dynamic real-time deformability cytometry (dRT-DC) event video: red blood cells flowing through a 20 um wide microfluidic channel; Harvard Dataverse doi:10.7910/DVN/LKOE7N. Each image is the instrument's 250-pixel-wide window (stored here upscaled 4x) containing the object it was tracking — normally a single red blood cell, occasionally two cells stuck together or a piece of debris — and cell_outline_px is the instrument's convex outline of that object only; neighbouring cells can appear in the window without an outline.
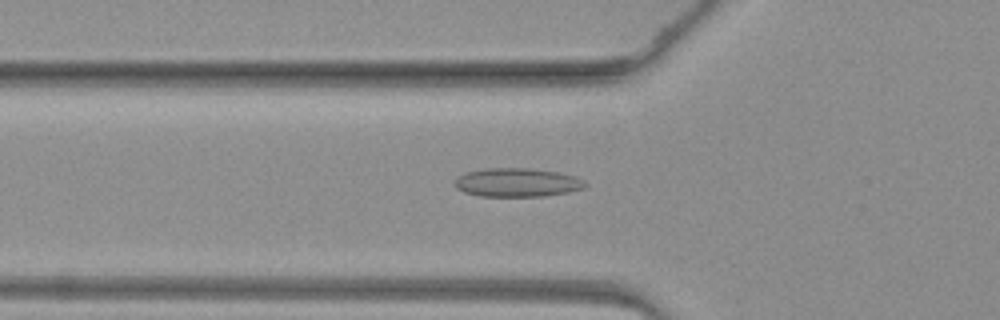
{"species": "common noctule bat (a hibernating species)", "species_latin": "Nyctalus noctula", "temperature_condition": "warm", "stored_images_in_passage": 42, "camera_frame_rate_fps": 3000, "um_per_image_px": 0.085, "animal": {"sex": "female", "body_mass_g": 19.3, "forearm_length_mm": 54.1}, "frame": {"image": 1, "passage_image": 12, "time_ms": 3.667, "image_size_px": [1000, 320], "cell_outline_px": [[588, 184], [584, 188], [568, 192], [544, 196], [480, 196], [464, 192], [456, 188], [456, 176], [464, 172], [484, 168], [532, 168], [556, 172], [576, 176], [584, 180]], "centroid_in_image_um": [43.96, 15.5], "position_along_channel_um": 81.8, "area_um2": 21.96}}
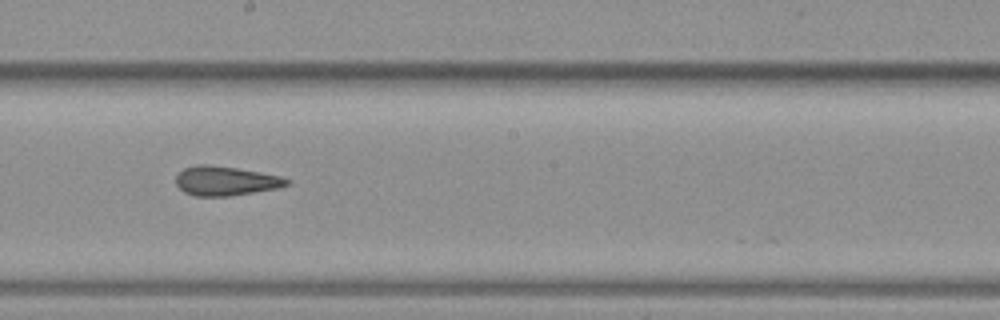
{"frame": {"image": 2, "passage_image": 22, "time_ms": 7.0, "image_size_px": [1000, 320], "cell_outline_px": [[288, 184], [280, 188], [228, 196], [196, 196], [184, 192], [176, 184], [176, 176], [184, 168], [196, 164], [208, 164], [236, 168], [260, 172], [280, 176], [288, 180]], "centroid_in_image_um": [19.15, 15.37], "position_along_channel_um": 229.0, "area_um2": 18.84}}
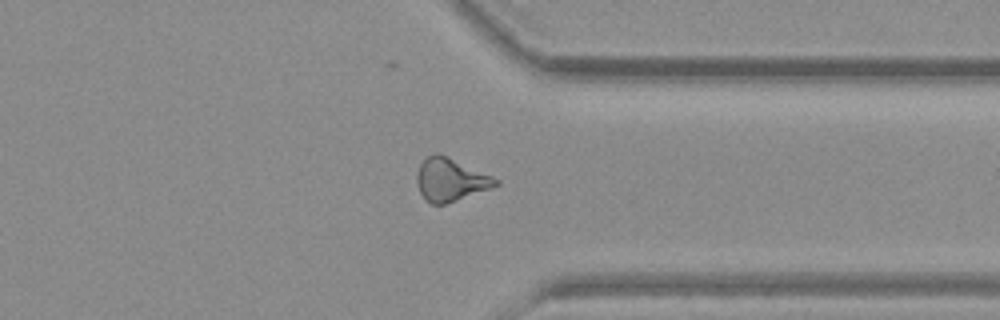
{"frame": {"image": 3, "passage_image": 32, "time_ms": 10.333, "image_size_px": [1000, 320], "cell_outline_px": [[500, 184], [456, 200], [444, 204], [432, 204], [424, 200], [416, 184], [416, 176], [420, 164], [432, 152], [436, 152], [448, 156], [492, 176], [500, 180]], "centroid_in_image_um": [38.25, 15.26], "position_along_channel_um": 373.1, "area_um2": 19.59}}